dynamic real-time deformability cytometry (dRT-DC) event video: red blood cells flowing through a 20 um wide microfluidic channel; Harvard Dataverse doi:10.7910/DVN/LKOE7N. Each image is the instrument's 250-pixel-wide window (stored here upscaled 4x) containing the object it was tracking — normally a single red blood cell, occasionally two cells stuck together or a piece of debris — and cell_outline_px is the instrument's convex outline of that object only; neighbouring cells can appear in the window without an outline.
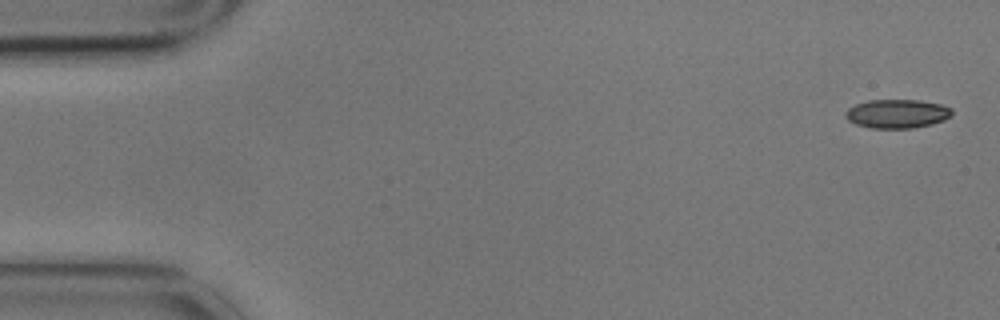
{"species": "common noctule bat (a hibernating species)", "species_latin": "Nyctalus noctula", "temperature_condition": "cold", "stored_images_in_passage": 5, "camera_frame_rate_fps": 3000, "um_per_image_px": 0.085, "animal": {"sex": "male", "body_mass_g": 17.9}, "frame": {"image": 1, "passage_image": 1, "time_ms": 0.0, "image_size_px": [1000, 320], "cell_outline_px": [[952, 112], [944, 120], [932, 124], [912, 128], [872, 128], [856, 124], [848, 120], [844, 116], [844, 112], [848, 108], [856, 104], [868, 100], [920, 100], [940, 104], [952, 108]], "centroid_in_image_um": [76.22, 9.66], "position_along_channel_um": 8.8, "area_um2": 17.86}}
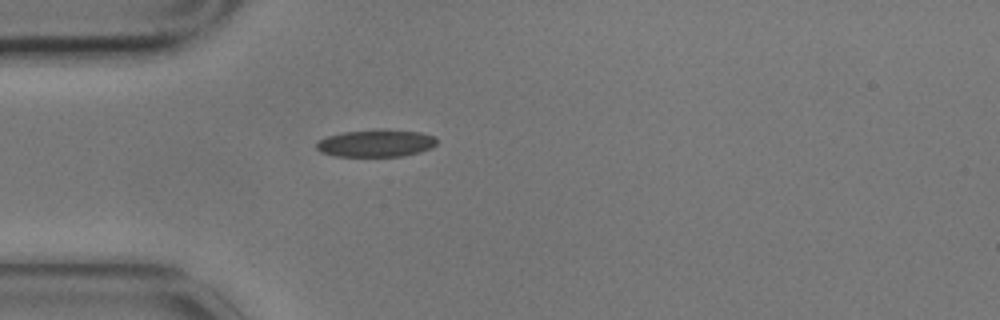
{"frame": {"image": 2, "passage_image": 5, "time_ms": 1.333, "image_size_px": [1000, 320], "cell_outline_px": [[436, 144], [432, 148], [420, 152], [404, 156], [336, 156], [320, 152], [316, 148], [316, 144], [320, 140], [328, 136], [344, 132], [384, 128], [420, 132], [436, 136]], "centroid_in_image_um": [32.0, 12.16], "position_along_channel_um": 53.0, "area_um2": 19.36}}